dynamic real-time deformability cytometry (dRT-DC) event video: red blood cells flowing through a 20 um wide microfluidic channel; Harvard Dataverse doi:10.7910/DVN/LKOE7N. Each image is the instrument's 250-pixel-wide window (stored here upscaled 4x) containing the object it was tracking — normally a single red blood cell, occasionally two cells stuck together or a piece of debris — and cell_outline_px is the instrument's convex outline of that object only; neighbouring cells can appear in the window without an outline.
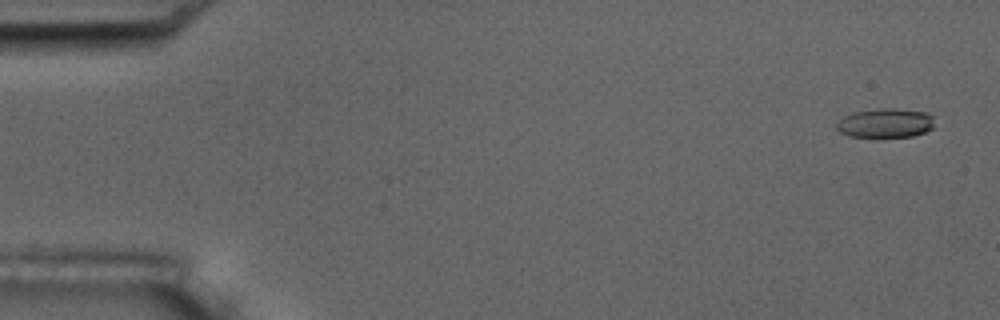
{"species": "common noctule bat (a hibernating species)", "species_latin": "Nyctalus noctula", "temperature_condition": "room temperature", "stored_images_in_passage": 13, "camera_frame_rate_fps": 3000, "um_per_image_px": 0.085, "animal": {"sex": "male", "body_mass_g": 17.5, "forearm_length_mm": 52.3}, "frame": {"image": 1, "passage_image": 1, "time_ms": 0.0, "image_size_px": [1000, 320], "cell_outline_px": [[932, 128], [924, 132], [912, 136], [848, 136], [840, 132], [836, 128], [836, 124], [844, 116], [856, 112], [876, 108], [896, 108], [928, 112], [932, 116]], "centroid_in_image_um": [75.26, 10.44], "position_along_channel_um": 9.7, "area_um2": 16.47}}
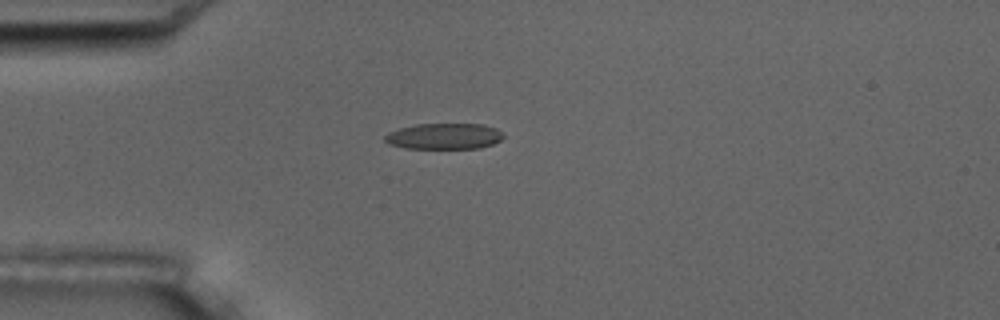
{"frame": {"image": 2, "passage_image": 4, "time_ms": 4.333, "image_size_px": [1000, 320], "cell_outline_px": [[504, 136], [500, 140], [492, 144], [480, 148], [404, 148], [388, 144], [384, 140], [384, 136], [388, 132], [400, 128], [416, 124], [480, 124], [496, 128]], "centroid_in_image_um": [37.71, 11.58], "position_along_channel_um": 47.3, "area_um2": 17.86}}
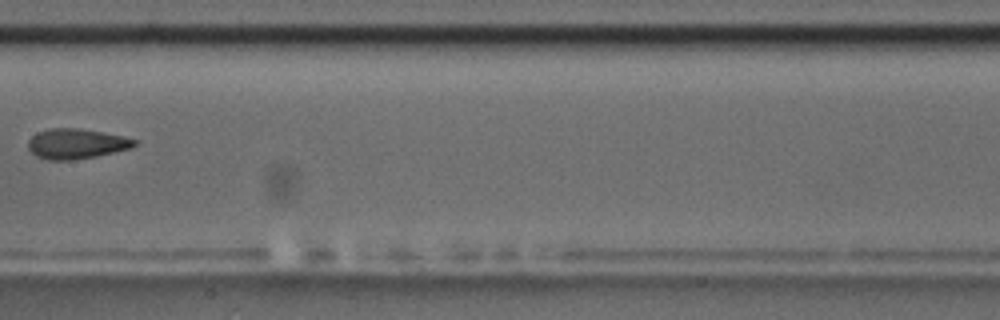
{"frame": {"image": 3, "passage_image": 8, "time_ms": 9.0, "image_size_px": [1000, 320], "cell_outline_px": [[136, 144], [132, 148], [96, 156], [72, 160], [48, 160], [36, 156], [28, 148], [28, 140], [36, 132], [52, 128], [80, 128], [120, 136], [136, 140]], "centroid_in_image_um": [6.44, 12.22], "position_along_channel_um": 201.0, "area_um2": 18.5}, "authors_computed_cell_mechanics": {"area_um2": 17.8602, "velocity_mm_per_s": 3.6116, "shape_relaxation_time_tau1_ms": 2.644, "shape_relaxation_time_tau2_ms": 1.5827, "deformation_change_tau1": 0.122, "deformation_change_tau2": 0.0828}}